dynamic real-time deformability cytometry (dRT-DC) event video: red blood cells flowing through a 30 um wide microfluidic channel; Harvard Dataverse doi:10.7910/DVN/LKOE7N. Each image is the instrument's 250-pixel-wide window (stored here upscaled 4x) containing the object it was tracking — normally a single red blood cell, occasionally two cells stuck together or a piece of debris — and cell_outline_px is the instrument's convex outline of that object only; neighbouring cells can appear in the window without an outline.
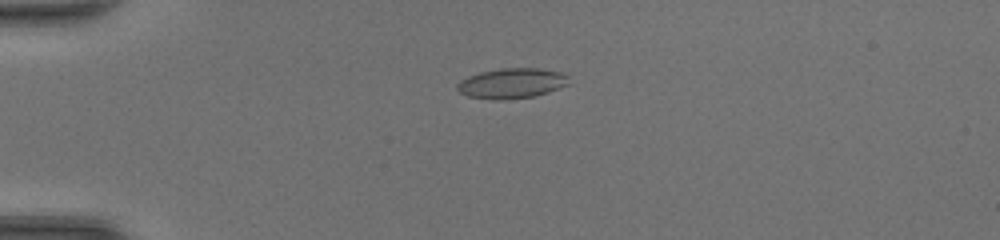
{"species": "common noctule bat (a hibernating species)", "species_latin": "Nyctalus noctula", "temperature_condition": "room temperature", "stored_images_in_passage": 36, "camera_frame_rate_fps": 3000, "um_per_image_px": 0.085, "animal": {"sex": "female", "body_mass_g": 20.0, "forearm_length_mm": 54.0}, "frame": {"image": 1, "passage_image": 1, "time_ms": 0.0, "image_size_px": [1000, 240], "cell_outline_px": [[568, 84], [548, 92], [532, 96], [504, 100], [496, 100], [468, 96], [460, 92], [456, 88], [456, 84], [460, 80], [468, 76], [480, 72], [500, 68], [540, 68], [564, 72], [568, 76]], "centroid_in_image_um": [43.49, 7.07], "position_along_channel_um": 41.5, "area_um2": 19.71}}
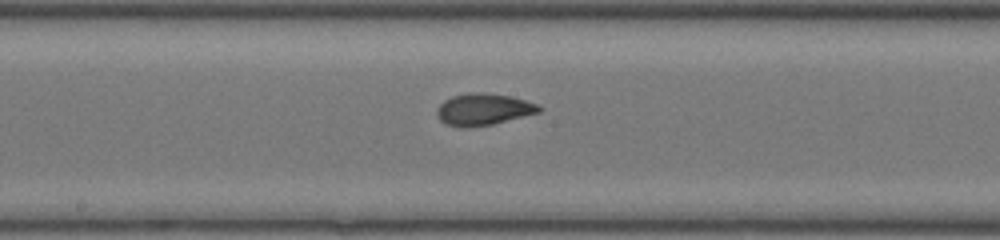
{"frame": {"image": 2, "passage_image": 15, "time_ms": 4.667, "image_size_px": [1000, 240], "cell_outline_px": [[544, 108], [540, 112], [492, 124], [468, 128], [460, 128], [444, 124], [436, 116], [436, 108], [444, 100], [452, 96], [468, 92], [484, 92], [508, 96], [524, 100], [536, 104]], "centroid_in_image_um": [41.03, 9.3], "position_along_channel_um": 207.2, "area_um2": 19.07}}
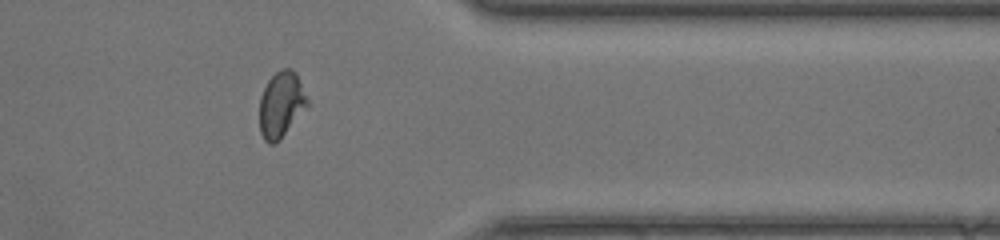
{"frame": {"image": 3, "passage_image": 28, "time_ms": 9.0, "image_size_px": [1000, 240], "cell_outline_px": [[308, 104], [280, 140], [276, 144], [268, 144], [264, 140], [260, 132], [260, 96], [268, 80], [280, 68], [292, 68], [296, 72], [308, 100]], "centroid_in_image_um": [23.88, 8.88], "position_along_channel_um": 387.5, "area_um2": 18.26}, "authors_computed_cell_mechanics": {"area_um2": 18.5827, "velocity_mm_per_s": 4.4019, "shape_relaxation_time_tau1_ms": 10.7527, "shape_relaxation_time_tau2_ms": 0.9311, "deformation_change_tau1": 0.292, "deformation_change_tau2": 0.0561}}